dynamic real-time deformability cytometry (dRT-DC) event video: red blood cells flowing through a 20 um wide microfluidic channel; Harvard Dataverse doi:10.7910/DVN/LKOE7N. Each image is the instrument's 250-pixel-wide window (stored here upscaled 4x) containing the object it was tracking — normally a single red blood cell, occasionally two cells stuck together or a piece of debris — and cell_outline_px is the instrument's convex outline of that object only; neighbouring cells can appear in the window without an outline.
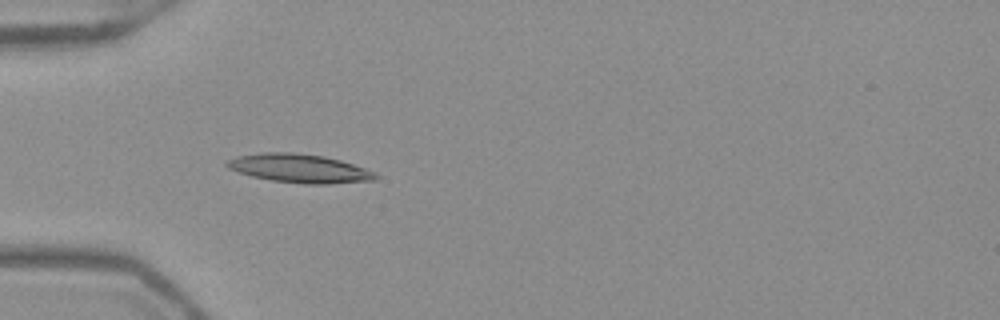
{"species": "Egyptian fruit bat (a non-hibernating species)", "species_latin": "Rousettus aegyptiacus", "temperature_condition": "warm", "stored_images_in_passage": 36, "camera_frame_rate_fps": 3000, "um_per_image_px": 0.085, "frame": {"image": 1, "passage_image": 5, "time_ms": 1.333, "image_size_px": [1000, 320], "cell_outline_px": [[380, 176], [376, 180], [328, 184], [304, 184], [272, 180], [252, 176], [228, 168], [224, 164], [228, 160], [236, 156], [260, 152], [292, 152], [324, 156], [340, 160], [376, 172]], "centroid_in_image_um": [25.47, 14.31], "position_along_channel_um": 59.5, "area_um2": 24.85}}
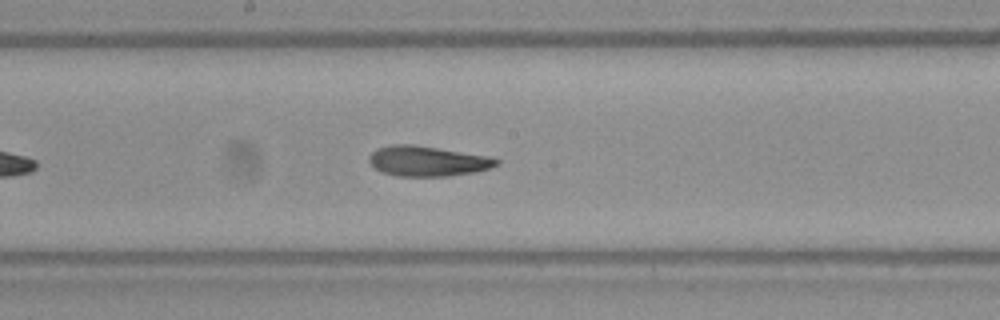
{"frame": {"image": 2, "passage_image": 17, "time_ms": 5.333, "image_size_px": [1000, 320], "cell_outline_px": [[500, 164], [476, 172], [448, 176], [396, 176], [380, 172], [368, 160], [368, 156], [376, 148], [392, 144], [412, 144], [488, 156], [500, 160]], "centroid_in_image_um": [36.31, 13.69], "position_along_channel_um": 211.9, "area_um2": 22.43}}
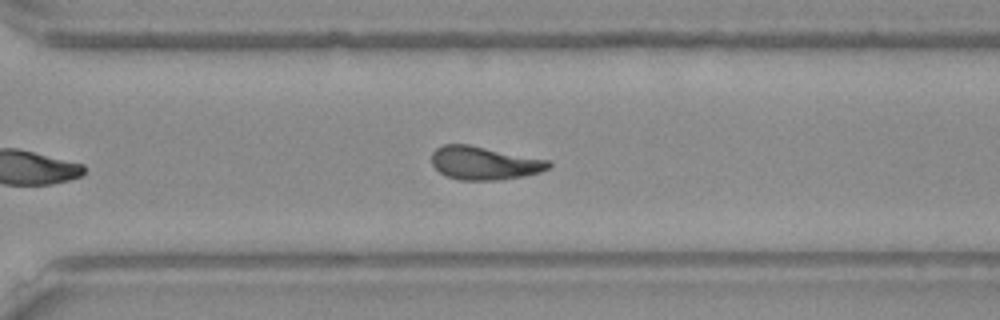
{"frame": {"image": 3, "passage_image": 26, "time_ms": 8.333, "image_size_px": [1000, 320], "cell_outline_px": [[552, 164], [548, 168], [540, 172], [520, 176], [496, 180], [460, 180], [448, 176], [440, 172], [432, 164], [432, 152], [436, 148], [444, 144], [468, 144], [552, 160]], "centroid_in_image_um": [41.18, 13.84], "position_along_channel_um": 329.4, "area_um2": 22.66}, "authors_computed_cell_mechanics": {"area_um2": 22.7154, "velocity_mm_per_s": 3.932, "shape_relaxation_time_tau1_ms": 3.7955, "shape_relaxation_time_tau2_ms": 2.649, "deformation_change_tau1": 0.1781, "deformation_change_tau2": 0.1164}}